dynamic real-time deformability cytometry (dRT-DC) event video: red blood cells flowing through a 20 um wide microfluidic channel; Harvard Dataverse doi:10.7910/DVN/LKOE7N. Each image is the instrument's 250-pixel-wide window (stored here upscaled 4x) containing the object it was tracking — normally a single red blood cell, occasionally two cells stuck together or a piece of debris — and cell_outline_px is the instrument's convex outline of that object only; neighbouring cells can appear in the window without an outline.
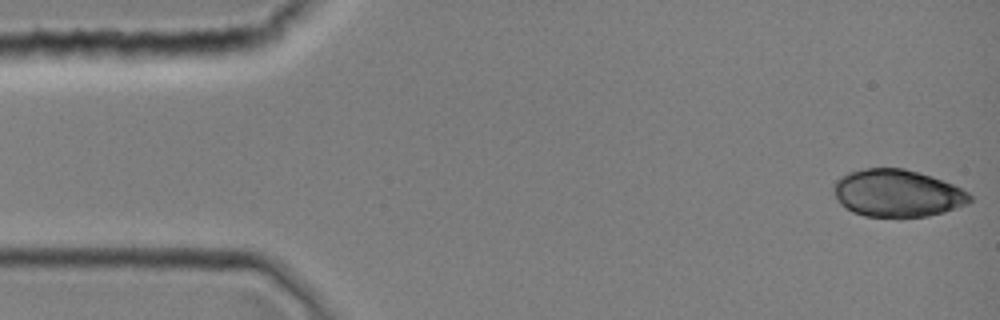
{"species": "common noctule bat (a hibernating species)", "species_latin": "Nyctalus noctula", "temperature_condition": "room temperature", "stored_images_in_passage": 38, "camera_frame_rate_fps": 3000, "um_per_image_px": 0.085, "animal": {"sex": "female", "body_mass_g": 19.0, "forearm_length_mm": 51.5}, "frame": {"image": 1, "passage_image": 1, "time_ms": 0.0, "image_size_px": [1000, 320], "cell_outline_px": [[972, 200], [968, 204], [944, 212], [928, 216], [864, 216], [852, 212], [840, 204], [836, 200], [832, 188], [832, 184], [840, 176], [848, 172], [864, 168], [904, 168], [932, 176], [952, 184], [968, 192], [972, 196]], "centroid_in_image_um": [76.23, 16.41], "position_along_channel_um": 8.8, "area_um2": 37.74}}